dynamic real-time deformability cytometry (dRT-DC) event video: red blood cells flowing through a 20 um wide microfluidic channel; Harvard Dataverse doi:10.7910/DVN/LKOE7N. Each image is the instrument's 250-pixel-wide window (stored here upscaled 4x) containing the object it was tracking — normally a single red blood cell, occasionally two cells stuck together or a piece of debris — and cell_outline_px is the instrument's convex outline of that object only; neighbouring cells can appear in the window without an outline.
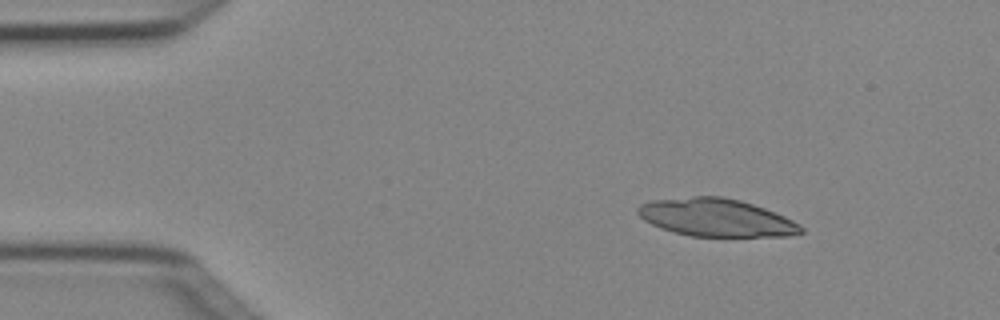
{"species": "Egyptian fruit bat (a non-hibernating species)", "species_latin": "Rousettus aegyptiacus", "temperature_condition": "cold", "stored_images_in_passage": 4, "camera_frame_rate_fps": 3000, "um_per_image_px": 0.085, "animal": {"sex": "female"}, "frame": {"image": 1, "passage_image": 2, "time_ms": 0.333, "image_size_px": [1000, 320], "cell_outline_px": [[804, 232], [788, 236], [692, 236], [672, 232], [660, 228], [644, 220], [636, 212], [636, 208], [640, 204], [652, 200], [692, 196], [720, 196], [740, 200], [764, 208], [784, 216], [800, 224], [804, 228]], "centroid_in_image_um": [60.86, 18.49], "position_along_channel_um": 24.1, "area_um2": 35.95}}